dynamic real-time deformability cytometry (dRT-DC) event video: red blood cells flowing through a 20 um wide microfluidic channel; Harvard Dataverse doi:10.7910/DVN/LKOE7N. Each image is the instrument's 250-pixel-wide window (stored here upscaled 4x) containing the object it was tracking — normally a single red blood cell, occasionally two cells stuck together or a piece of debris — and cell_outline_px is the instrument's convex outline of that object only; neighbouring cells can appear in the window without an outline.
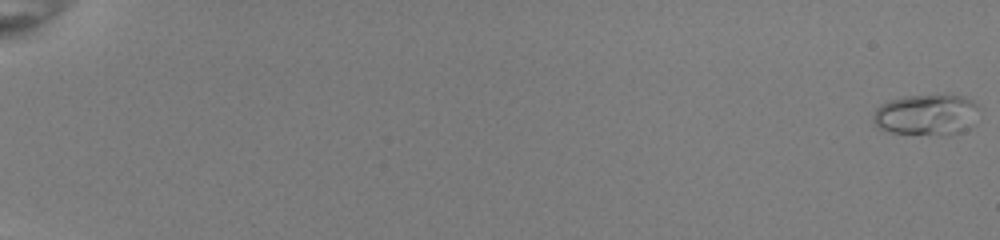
{"species": "common noctule bat (a hibernating species)", "species_latin": "Nyctalus noctula", "temperature_condition": "room temperature", "stored_images_in_passage": 54, "camera_frame_rate_fps": 3000, "um_per_image_px": 0.085, "animal": {"sex": "female", "body_mass_g": 22.0, "forearm_length_mm": 56.7}, "frame": {"image": 1, "passage_image": 1, "time_ms": 0.0, "image_size_px": [1000, 240], "cell_outline_px": [[980, 108], [968, 128], [960, 132], [948, 136], [888, 132], [880, 128], [872, 120], [872, 112], [880, 104], [904, 96], [964, 96], [972, 100]], "centroid_in_image_um": [78.72, 9.77], "position_along_channel_um": 6.3, "area_um2": 25.26}}
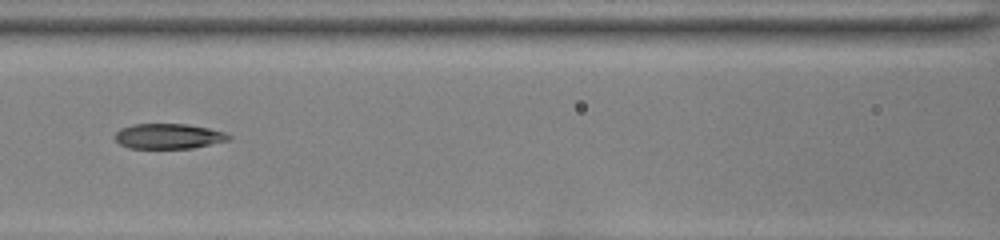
{"frame": {"image": 2, "passage_image": 28, "time_ms": 9.0, "image_size_px": [1000, 240], "cell_outline_px": [[232, 136], [228, 140], [192, 148], [128, 148], [120, 144], [116, 140], [116, 132], [120, 128], [132, 124], [188, 124], [208, 128], [224, 132]], "centroid_in_image_um": [14.3, 11.57], "position_along_channel_um": 152.3, "area_um2": 16.59}}
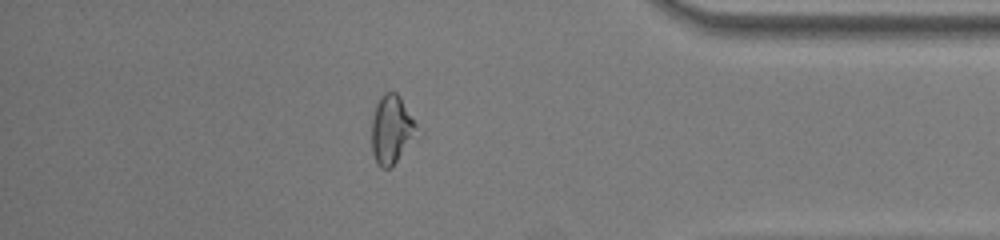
{"frame": {"image": 3, "passage_image": 48, "time_ms": 15.667, "image_size_px": [1000, 240], "cell_outline_px": [[424, 136], [392, 168], [380, 168], [372, 152], [372, 116], [376, 104], [380, 96], [384, 92], [396, 92], [400, 96], [424, 132]], "centroid_in_image_um": [33.43, 11.07], "position_along_channel_um": 401.8, "area_um2": 19.71}, "authors_computed_cell_mechanics": {"area_um2": 18.0047, "velocity_mm_per_s": 4.0323, "shape_relaxation_time_tau1_ms": null, "shape_relaxation_time_tau2_ms": 2.7539, "deformation_change_tau1": null, "deformation_change_tau2": 0.0818}}